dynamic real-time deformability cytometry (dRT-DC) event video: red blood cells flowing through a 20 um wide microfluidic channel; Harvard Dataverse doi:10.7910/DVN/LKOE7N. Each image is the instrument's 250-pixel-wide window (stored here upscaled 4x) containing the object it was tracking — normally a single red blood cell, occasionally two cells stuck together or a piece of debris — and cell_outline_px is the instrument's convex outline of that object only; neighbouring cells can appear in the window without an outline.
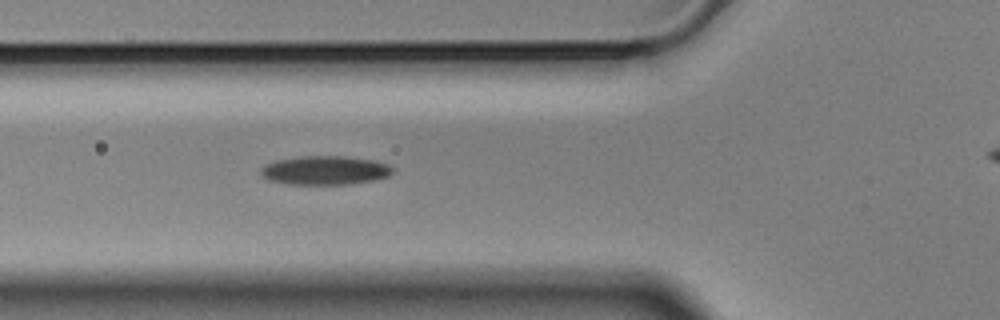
{"species": "Egyptian fruit bat (a non-hibernating species)", "species_latin": "Rousettus aegyptiacus", "temperature_condition": "cold", "stored_images_in_passage": 11, "camera_frame_rate_fps": 3000, "um_per_image_px": 0.085, "animal": {"sex": "male"}, "frame": {"image": 1, "passage_image": 7, "time_ms": 2.0, "image_size_px": [1000, 320], "cell_outline_px": [[392, 172], [388, 176], [372, 180], [348, 184], [292, 184], [268, 180], [260, 172], [260, 168], [276, 160], [304, 156], [344, 156], [372, 160], [388, 164], [392, 168]], "centroid_in_image_um": [27.62, 14.47], "position_along_channel_um": 98.2, "area_um2": 21.85}}